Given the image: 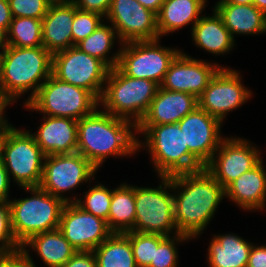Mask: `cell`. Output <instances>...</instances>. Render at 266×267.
<instances>
[{
    "mask_svg": "<svg viewBox=\"0 0 266 267\" xmlns=\"http://www.w3.org/2000/svg\"><path fill=\"white\" fill-rule=\"evenodd\" d=\"M6 46V33L0 28V50Z\"/></svg>",
    "mask_w": 266,
    "mask_h": 267,
    "instance_id": "obj_47",
    "label": "cell"
},
{
    "mask_svg": "<svg viewBox=\"0 0 266 267\" xmlns=\"http://www.w3.org/2000/svg\"><path fill=\"white\" fill-rule=\"evenodd\" d=\"M62 267H97L93 251H77Z\"/></svg>",
    "mask_w": 266,
    "mask_h": 267,
    "instance_id": "obj_40",
    "label": "cell"
},
{
    "mask_svg": "<svg viewBox=\"0 0 266 267\" xmlns=\"http://www.w3.org/2000/svg\"><path fill=\"white\" fill-rule=\"evenodd\" d=\"M22 246L14 236L9 201H0V255L21 251Z\"/></svg>",
    "mask_w": 266,
    "mask_h": 267,
    "instance_id": "obj_36",
    "label": "cell"
},
{
    "mask_svg": "<svg viewBox=\"0 0 266 267\" xmlns=\"http://www.w3.org/2000/svg\"><path fill=\"white\" fill-rule=\"evenodd\" d=\"M84 194V197L82 199L77 198L75 203L90 214L107 221L112 199V189H108L104 184L98 183L93 187H89V190Z\"/></svg>",
    "mask_w": 266,
    "mask_h": 267,
    "instance_id": "obj_33",
    "label": "cell"
},
{
    "mask_svg": "<svg viewBox=\"0 0 266 267\" xmlns=\"http://www.w3.org/2000/svg\"><path fill=\"white\" fill-rule=\"evenodd\" d=\"M104 19L115 28L120 46L128 42L160 39L157 15L137 0H112Z\"/></svg>",
    "mask_w": 266,
    "mask_h": 267,
    "instance_id": "obj_15",
    "label": "cell"
},
{
    "mask_svg": "<svg viewBox=\"0 0 266 267\" xmlns=\"http://www.w3.org/2000/svg\"><path fill=\"white\" fill-rule=\"evenodd\" d=\"M11 180L0 157V201H9Z\"/></svg>",
    "mask_w": 266,
    "mask_h": 267,
    "instance_id": "obj_42",
    "label": "cell"
},
{
    "mask_svg": "<svg viewBox=\"0 0 266 267\" xmlns=\"http://www.w3.org/2000/svg\"><path fill=\"white\" fill-rule=\"evenodd\" d=\"M42 120L37 132L31 134L46 156L76 152L77 120L46 115H43Z\"/></svg>",
    "mask_w": 266,
    "mask_h": 267,
    "instance_id": "obj_20",
    "label": "cell"
},
{
    "mask_svg": "<svg viewBox=\"0 0 266 267\" xmlns=\"http://www.w3.org/2000/svg\"><path fill=\"white\" fill-rule=\"evenodd\" d=\"M146 9H149L156 15L159 13L160 8L165 0H137Z\"/></svg>",
    "mask_w": 266,
    "mask_h": 267,
    "instance_id": "obj_44",
    "label": "cell"
},
{
    "mask_svg": "<svg viewBox=\"0 0 266 267\" xmlns=\"http://www.w3.org/2000/svg\"><path fill=\"white\" fill-rule=\"evenodd\" d=\"M59 229L77 251H93L112 234L104 219L83 210L75 202L65 204Z\"/></svg>",
    "mask_w": 266,
    "mask_h": 267,
    "instance_id": "obj_16",
    "label": "cell"
},
{
    "mask_svg": "<svg viewBox=\"0 0 266 267\" xmlns=\"http://www.w3.org/2000/svg\"><path fill=\"white\" fill-rule=\"evenodd\" d=\"M238 70L221 67L198 98V106L222 123L230 111L236 110L252 97L241 82Z\"/></svg>",
    "mask_w": 266,
    "mask_h": 267,
    "instance_id": "obj_13",
    "label": "cell"
},
{
    "mask_svg": "<svg viewBox=\"0 0 266 267\" xmlns=\"http://www.w3.org/2000/svg\"><path fill=\"white\" fill-rule=\"evenodd\" d=\"M257 146L241 137H224L205 169L225 189L241 174L251 170L261 160Z\"/></svg>",
    "mask_w": 266,
    "mask_h": 267,
    "instance_id": "obj_14",
    "label": "cell"
},
{
    "mask_svg": "<svg viewBox=\"0 0 266 267\" xmlns=\"http://www.w3.org/2000/svg\"><path fill=\"white\" fill-rule=\"evenodd\" d=\"M0 267H36V265L28 247H22L21 251L0 255Z\"/></svg>",
    "mask_w": 266,
    "mask_h": 267,
    "instance_id": "obj_38",
    "label": "cell"
},
{
    "mask_svg": "<svg viewBox=\"0 0 266 267\" xmlns=\"http://www.w3.org/2000/svg\"><path fill=\"white\" fill-rule=\"evenodd\" d=\"M191 241V239L182 234L167 236L157 248H155L154 260L148 267H177L178 266V246L182 242ZM180 242V243H179Z\"/></svg>",
    "mask_w": 266,
    "mask_h": 267,
    "instance_id": "obj_34",
    "label": "cell"
},
{
    "mask_svg": "<svg viewBox=\"0 0 266 267\" xmlns=\"http://www.w3.org/2000/svg\"><path fill=\"white\" fill-rule=\"evenodd\" d=\"M74 14L75 5L72 0L51 2L42 19V42L52 54L72 47Z\"/></svg>",
    "mask_w": 266,
    "mask_h": 267,
    "instance_id": "obj_21",
    "label": "cell"
},
{
    "mask_svg": "<svg viewBox=\"0 0 266 267\" xmlns=\"http://www.w3.org/2000/svg\"><path fill=\"white\" fill-rule=\"evenodd\" d=\"M12 17H31L42 20L51 0H8Z\"/></svg>",
    "mask_w": 266,
    "mask_h": 267,
    "instance_id": "obj_37",
    "label": "cell"
},
{
    "mask_svg": "<svg viewBox=\"0 0 266 267\" xmlns=\"http://www.w3.org/2000/svg\"><path fill=\"white\" fill-rule=\"evenodd\" d=\"M159 179L161 183L154 188L135 186L134 232L179 234L174 219L173 193H169L173 192L172 182L169 176H159Z\"/></svg>",
    "mask_w": 266,
    "mask_h": 267,
    "instance_id": "obj_9",
    "label": "cell"
},
{
    "mask_svg": "<svg viewBox=\"0 0 266 267\" xmlns=\"http://www.w3.org/2000/svg\"><path fill=\"white\" fill-rule=\"evenodd\" d=\"M158 88L159 85L151 80L128 77L116 66L107 75L99 108L137 126Z\"/></svg>",
    "mask_w": 266,
    "mask_h": 267,
    "instance_id": "obj_6",
    "label": "cell"
},
{
    "mask_svg": "<svg viewBox=\"0 0 266 267\" xmlns=\"http://www.w3.org/2000/svg\"><path fill=\"white\" fill-rule=\"evenodd\" d=\"M6 45L15 47H40L42 20L31 17H12L6 33Z\"/></svg>",
    "mask_w": 266,
    "mask_h": 267,
    "instance_id": "obj_31",
    "label": "cell"
},
{
    "mask_svg": "<svg viewBox=\"0 0 266 267\" xmlns=\"http://www.w3.org/2000/svg\"><path fill=\"white\" fill-rule=\"evenodd\" d=\"M169 178L178 233L195 239L211 222L225 197V189L205 168Z\"/></svg>",
    "mask_w": 266,
    "mask_h": 267,
    "instance_id": "obj_1",
    "label": "cell"
},
{
    "mask_svg": "<svg viewBox=\"0 0 266 267\" xmlns=\"http://www.w3.org/2000/svg\"><path fill=\"white\" fill-rule=\"evenodd\" d=\"M110 68L78 47L53 54L52 74L61 81L84 88L100 100Z\"/></svg>",
    "mask_w": 266,
    "mask_h": 267,
    "instance_id": "obj_12",
    "label": "cell"
},
{
    "mask_svg": "<svg viewBox=\"0 0 266 267\" xmlns=\"http://www.w3.org/2000/svg\"><path fill=\"white\" fill-rule=\"evenodd\" d=\"M130 239L137 267H148L154 260L155 248L167 237L156 233L129 231L125 233Z\"/></svg>",
    "mask_w": 266,
    "mask_h": 267,
    "instance_id": "obj_32",
    "label": "cell"
},
{
    "mask_svg": "<svg viewBox=\"0 0 266 267\" xmlns=\"http://www.w3.org/2000/svg\"><path fill=\"white\" fill-rule=\"evenodd\" d=\"M198 106V99L189 93L169 91L159 86L149 109L137 126L178 123Z\"/></svg>",
    "mask_w": 266,
    "mask_h": 267,
    "instance_id": "obj_19",
    "label": "cell"
},
{
    "mask_svg": "<svg viewBox=\"0 0 266 267\" xmlns=\"http://www.w3.org/2000/svg\"><path fill=\"white\" fill-rule=\"evenodd\" d=\"M135 186L122 183L112 189L107 225L112 233L132 231L135 223Z\"/></svg>",
    "mask_w": 266,
    "mask_h": 267,
    "instance_id": "obj_28",
    "label": "cell"
},
{
    "mask_svg": "<svg viewBox=\"0 0 266 267\" xmlns=\"http://www.w3.org/2000/svg\"><path fill=\"white\" fill-rule=\"evenodd\" d=\"M12 21L9 1L0 0V28L7 33Z\"/></svg>",
    "mask_w": 266,
    "mask_h": 267,
    "instance_id": "obj_43",
    "label": "cell"
},
{
    "mask_svg": "<svg viewBox=\"0 0 266 267\" xmlns=\"http://www.w3.org/2000/svg\"><path fill=\"white\" fill-rule=\"evenodd\" d=\"M253 5L266 15V0H253Z\"/></svg>",
    "mask_w": 266,
    "mask_h": 267,
    "instance_id": "obj_45",
    "label": "cell"
},
{
    "mask_svg": "<svg viewBox=\"0 0 266 267\" xmlns=\"http://www.w3.org/2000/svg\"><path fill=\"white\" fill-rule=\"evenodd\" d=\"M136 134L145 137L144 141L138 139V151L142 147L148 150L158 177L193 172L205 167L188 150L178 123L136 126Z\"/></svg>",
    "mask_w": 266,
    "mask_h": 267,
    "instance_id": "obj_4",
    "label": "cell"
},
{
    "mask_svg": "<svg viewBox=\"0 0 266 267\" xmlns=\"http://www.w3.org/2000/svg\"><path fill=\"white\" fill-rule=\"evenodd\" d=\"M74 5L82 11L96 12L105 17L112 0H72Z\"/></svg>",
    "mask_w": 266,
    "mask_h": 267,
    "instance_id": "obj_39",
    "label": "cell"
},
{
    "mask_svg": "<svg viewBox=\"0 0 266 267\" xmlns=\"http://www.w3.org/2000/svg\"><path fill=\"white\" fill-rule=\"evenodd\" d=\"M247 267H266V245H252Z\"/></svg>",
    "mask_w": 266,
    "mask_h": 267,
    "instance_id": "obj_41",
    "label": "cell"
},
{
    "mask_svg": "<svg viewBox=\"0 0 266 267\" xmlns=\"http://www.w3.org/2000/svg\"><path fill=\"white\" fill-rule=\"evenodd\" d=\"M188 150L205 166L224 139L222 122L197 106L179 122Z\"/></svg>",
    "mask_w": 266,
    "mask_h": 267,
    "instance_id": "obj_18",
    "label": "cell"
},
{
    "mask_svg": "<svg viewBox=\"0 0 266 267\" xmlns=\"http://www.w3.org/2000/svg\"><path fill=\"white\" fill-rule=\"evenodd\" d=\"M223 24L234 35L266 33V15L253 4L238 5L219 0L213 8Z\"/></svg>",
    "mask_w": 266,
    "mask_h": 267,
    "instance_id": "obj_23",
    "label": "cell"
},
{
    "mask_svg": "<svg viewBox=\"0 0 266 267\" xmlns=\"http://www.w3.org/2000/svg\"><path fill=\"white\" fill-rule=\"evenodd\" d=\"M52 65L53 54L44 46L6 45L0 55V104L6 109L30 91L26 105L52 75Z\"/></svg>",
    "mask_w": 266,
    "mask_h": 267,
    "instance_id": "obj_3",
    "label": "cell"
},
{
    "mask_svg": "<svg viewBox=\"0 0 266 267\" xmlns=\"http://www.w3.org/2000/svg\"><path fill=\"white\" fill-rule=\"evenodd\" d=\"M138 139L136 126L132 122L98 107L78 120L76 152L99 169L110 156L122 158L136 154Z\"/></svg>",
    "mask_w": 266,
    "mask_h": 267,
    "instance_id": "obj_2",
    "label": "cell"
},
{
    "mask_svg": "<svg viewBox=\"0 0 266 267\" xmlns=\"http://www.w3.org/2000/svg\"><path fill=\"white\" fill-rule=\"evenodd\" d=\"M220 68L218 63L195 59L181 51L170 63L160 87L189 93L198 99Z\"/></svg>",
    "mask_w": 266,
    "mask_h": 267,
    "instance_id": "obj_17",
    "label": "cell"
},
{
    "mask_svg": "<svg viewBox=\"0 0 266 267\" xmlns=\"http://www.w3.org/2000/svg\"><path fill=\"white\" fill-rule=\"evenodd\" d=\"M23 106L46 116L78 121L94 112L99 107V100L88 90L61 81L52 74Z\"/></svg>",
    "mask_w": 266,
    "mask_h": 267,
    "instance_id": "obj_8",
    "label": "cell"
},
{
    "mask_svg": "<svg viewBox=\"0 0 266 267\" xmlns=\"http://www.w3.org/2000/svg\"><path fill=\"white\" fill-rule=\"evenodd\" d=\"M31 197L10 199L14 236L22 246L33 235L59 228L66 204L40 187H21Z\"/></svg>",
    "mask_w": 266,
    "mask_h": 267,
    "instance_id": "obj_7",
    "label": "cell"
},
{
    "mask_svg": "<svg viewBox=\"0 0 266 267\" xmlns=\"http://www.w3.org/2000/svg\"><path fill=\"white\" fill-rule=\"evenodd\" d=\"M116 39L119 41L115 28L102 22L92 34L79 42L76 47L82 52L100 59L112 69L118 65L121 49L119 47L118 51L113 53L112 56L109 55Z\"/></svg>",
    "mask_w": 266,
    "mask_h": 267,
    "instance_id": "obj_30",
    "label": "cell"
},
{
    "mask_svg": "<svg viewBox=\"0 0 266 267\" xmlns=\"http://www.w3.org/2000/svg\"><path fill=\"white\" fill-rule=\"evenodd\" d=\"M93 253L97 267H137L130 239L125 233H112Z\"/></svg>",
    "mask_w": 266,
    "mask_h": 267,
    "instance_id": "obj_29",
    "label": "cell"
},
{
    "mask_svg": "<svg viewBox=\"0 0 266 267\" xmlns=\"http://www.w3.org/2000/svg\"><path fill=\"white\" fill-rule=\"evenodd\" d=\"M208 0H165L157 14L159 37L172 34L186 25L193 27L201 18Z\"/></svg>",
    "mask_w": 266,
    "mask_h": 267,
    "instance_id": "obj_24",
    "label": "cell"
},
{
    "mask_svg": "<svg viewBox=\"0 0 266 267\" xmlns=\"http://www.w3.org/2000/svg\"><path fill=\"white\" fill-rule=\"evenodd\" d=\"M32 248L48 267H62L77 250L59 228L33 235L22 247Z\"/></svg>",
    "mask_w": 266,
    "mask_h": 267,
    "instance_id": "obj_27",
    "label": "cell"
},
{
    "mask_svg": "<svg viewBox=\"0 0 266 267\" xmlns=\"http://www.w3.org/2000/svg\"><path fill=\"white\" fill-rule=\"evenodd\" d=\"M225 198L244 211H263L266 205V169L263 160L232 181L225 188Z\"/></svg>",
    "mask_w": 266,
    "mask_h": 267,
    "instance_id": "obj_22",
    "label": "cell"
},
{
    "mask_svg": "<svg viewBox=\"0 0 266 267\" xmlns=\"http://www.w3.org/2000/svg\"><path fill=\"white\" fill-rule=\"evenodd\" d=\"M160 39L123 43L117 67L128 77L148 79L159 86L180 49L161 46Z\"/></svg>",
    "mask_w": 266,
    "mask_h": 267,
    "instance_id": "obj_10",
    "label": "cell"
},
{
    "mask_svg": "<svg viewBox=\"0 0 266 267\" xmlns=\"http://www.w3.org/2000/svg\"><path fill=\"white\" fill-rule=\"evenodd\" d=\"M191 35L197 48L199 47L214 55L229 53L235 46L236 41L214 9L212 16L202 15L191 27Z\"/></svg>",
    "mask_w": 266,
    "mask_h": 267,
    "instance_id": "obj_25",
    "label": "cell"
},
{
    "mask_svg": "<svg viewBox=\"0 0 266 267\" xmlns=\"http://www.w3.org/2000/svg\"><path fill=\"white\" fill-rule=\"evenodd\" d=\"M1 132H2V118L0 119V135H1Z\"/></svg>",
    "mask_w": 266,
    "mask_h": 267,
    "instance_id": "obj_49",
    "label": "cell"
},
{
    "mask_svg": "<svg viewBox=\"0 0 266 267\" xmlns=\"http://www.w3.org/2000/svg\"><path fill=\"white\" fill-rule=\"evenodd\" d=\"M5 108L0 104V119L5 115Z\"/></svg>",
    "mask_w": 266,
    "mask_h": 267,
    "instance_id": "obj_48",
    "label": "cell"
},
{
    "mask_svg": "<svg viewBox=\"0 0 266 267\" xmlns=\"http://www.w3.org/2000/svg\"><path fill=\"white\" fill-rule=\"evenodd\" d=\"M103 18L105 17L99 13L82 11L75 6L72 23V46H76L92 34L102 22H105Z\"/></svg>",
    "mask_w": 266,
    "mask_h": 267,
    "instance_id": "obj_35",
    "label": "cell"
},
{
    "mask_svg": "<svg viewBox=\"0 0 266 267\" xmlns=\"http://www.w3.org/2000/svg\"><path fill=\"white\" fill-rule=\"evenodd\" d=\"M0 157L10 180L20 187H39L46 155L31 131L16 128L2 117ZM12 177V178H11Z\"/></svg>",
    "mask_w": 266,
    "mask_h": 267,
    "instance_id": "obj_5",
    "label": "cell"
},
{
    "mask_svg": "<svg viewBox=\"0 0 266 267\" xmlns=\"http://www.w3.org/2000/svg\"><path fill=\"white\" fill-rule=\"evenodd\" d=\"M207 254L209 267H247L253 243L236 234L214 235Z\"/></svg>",
    "mask_w": 266,
    "mask_h": 267,
    "instance_id": "obj_26",
    "label": "cell"
},
{
    "mask_svg": "<svg viewBox=\"0 0 266 267\" xmlns=\"http://www.w3.org/2000/svg\"><path fill=\"white\" fill-rule=\"evenodd\" d=\"M227 3H234L238 5L253 4V0H224Z\"/></svg>",
    "mask_w": 266,
    "mask_h": 267,
    "instance_id": "obj_46",
    "label": "cell"
},
{
    "mask_svg": "<svg viewBox=\"0 0 266 267\" xmlns=\"http://www.w3.org/2000/svg\"><path fill=\"white\" fill-rule=\"evenodd\" d=\"M97 168L79 152L48 155L45 157L39 187L66 203L76 202L77 197L64 196L83 183L94 180Z\"/></svg>",
    "mask_w": 266,
    "mask_h": 267,
    "instance_id": "obj_11",
    "label": "cell"
}]
</instances>
